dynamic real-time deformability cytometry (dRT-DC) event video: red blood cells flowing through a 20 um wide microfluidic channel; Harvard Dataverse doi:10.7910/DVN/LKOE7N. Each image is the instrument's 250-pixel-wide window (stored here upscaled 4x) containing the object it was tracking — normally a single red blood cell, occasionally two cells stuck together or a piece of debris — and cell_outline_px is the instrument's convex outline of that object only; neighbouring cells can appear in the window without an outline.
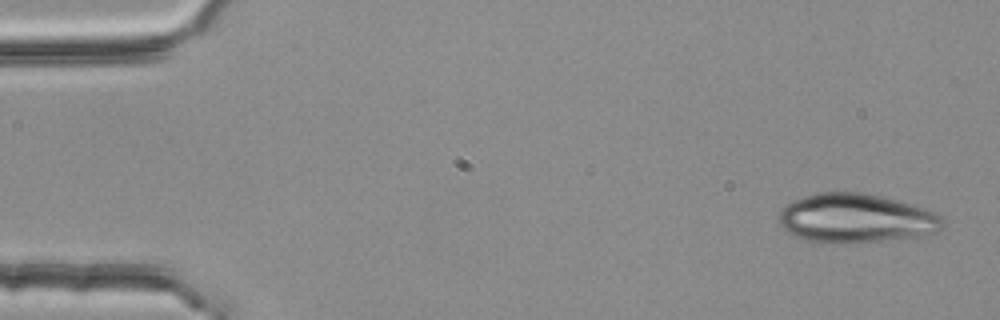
{"species": "common noctule bat (a hibernating species)", "species_latin": "Nyctalus noctula", "temperature_condition": "room temperature", "stored_images_in_passage": 4, "camera_frame_rate_fps": 3000, "um_per_image_px": 0.085, "animal": {"sex": "female", "body_mass_g": 25.1}, "frame": {"image": 1, "passage_image": 1, "time_ms": 0.0, "image_size_px": [1000, 320], "cell_outline_px": [[944, 228], [936, 232], [920, 236], [880, 240], [804, 240], [788, 232], [780, 224], [780, 208], [792, 200], [804, 196], [820, 192], [864, 192], [884, 196], [912, 204], [936, 212], [944, 220]], "centroid_in_image_um": [72.8, 18.49], "position_along_channel_um": 12.2, "area_um2": 46.01}}